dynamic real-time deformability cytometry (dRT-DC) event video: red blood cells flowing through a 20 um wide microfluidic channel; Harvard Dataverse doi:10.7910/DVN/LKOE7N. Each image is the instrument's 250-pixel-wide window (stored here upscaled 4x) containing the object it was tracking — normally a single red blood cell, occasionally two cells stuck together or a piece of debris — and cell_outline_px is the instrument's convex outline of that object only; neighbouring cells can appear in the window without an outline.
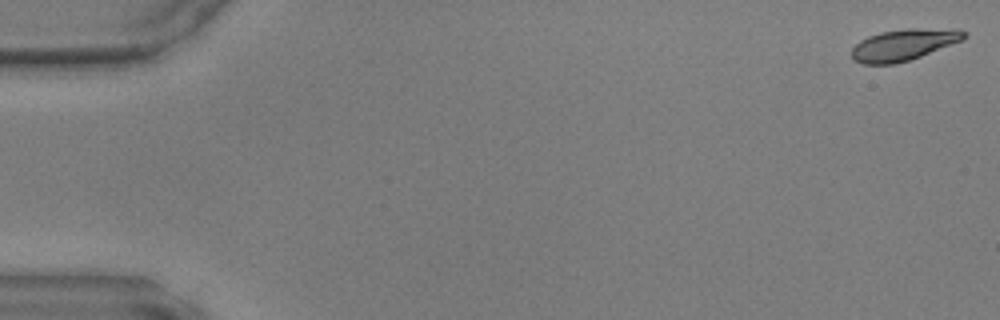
{"species": "common noctule bat (a hibernating species)", "species_latin": "Nyctalus noctula", "temperature_condition": "warm", "stored_images_in_passage": 48, "camera_frame_rate_fps": 3000, "um_per_image_px": 0.085, "animal": {"sex": "male", "body_mass_g": 17.9, "forearm_length_mm": 54.2}, "frame": {"image": 1, "passage_image": 1, "time_ms": 0.0, "image_size_px": [1000, 320], "cell_outline_px": [[968, 36], [960, 40], [920, 56], [896, 64], [864, 64], [852, 60], [852, 48], [860, 40], [868, 36], [880, 32], [908, 28], [956, 28], [968, 32]], "centroid_in_image_um": [76.8, 3.79], "position_along_channel_um": 8.2, "area_um2": 20.58}}
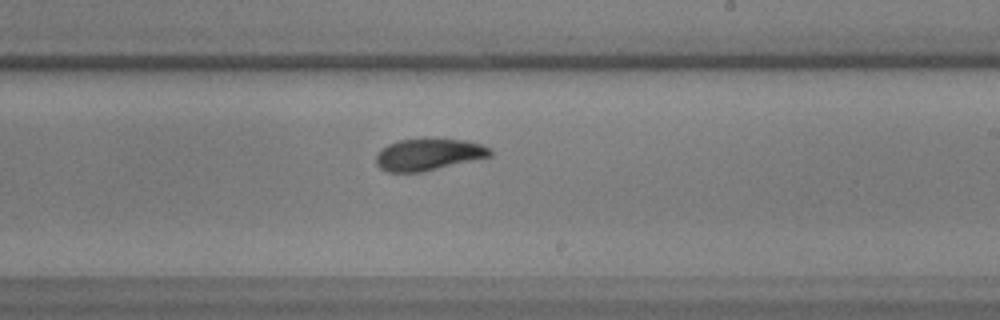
{"frame": {"image": 2, "passage_image": 29, "time_ms": 9.333, "image_size_px": [1000, 320], "cell_outline_px": [[492, 156], [420, 172], [388, 172], [380, 168], [376, 164], [376, 156], [388, 144], [400, 140], [424, 136], [464, 140], [480, 144], [492, 148]], "centroid_in_image_um": [36.44, 13.09], "position_along_channel_um": 252.6, "area_um2": 21.5}}
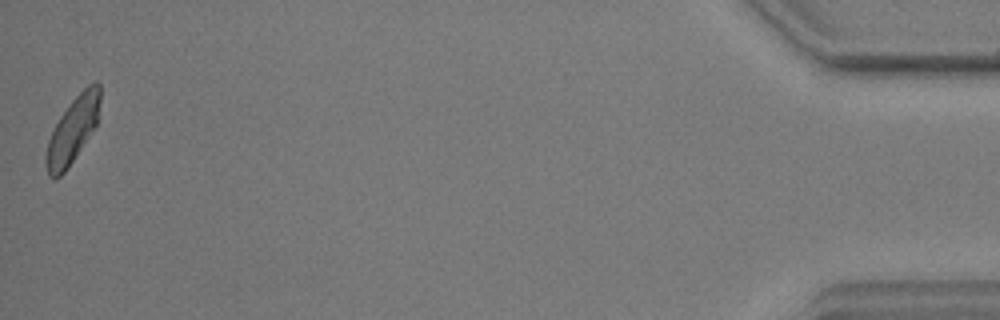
{"frame": {"image": 3, "passage_image": 48, "time_ms": 15.667, "image_size_px": [1000, 320], "cell_outline_px": [[100, 100], [96, 124], [68, 168], [60, 176], [48, 176], [44, 164], [44, 156], [48, 140], [60, 116], [72, 100], [88, 84], [96, 80], [100, 84]], "centroid_in_image_um": [6.15, 11.05], "position_along_channel_um": 429.0, "area_um2": 20.4}}